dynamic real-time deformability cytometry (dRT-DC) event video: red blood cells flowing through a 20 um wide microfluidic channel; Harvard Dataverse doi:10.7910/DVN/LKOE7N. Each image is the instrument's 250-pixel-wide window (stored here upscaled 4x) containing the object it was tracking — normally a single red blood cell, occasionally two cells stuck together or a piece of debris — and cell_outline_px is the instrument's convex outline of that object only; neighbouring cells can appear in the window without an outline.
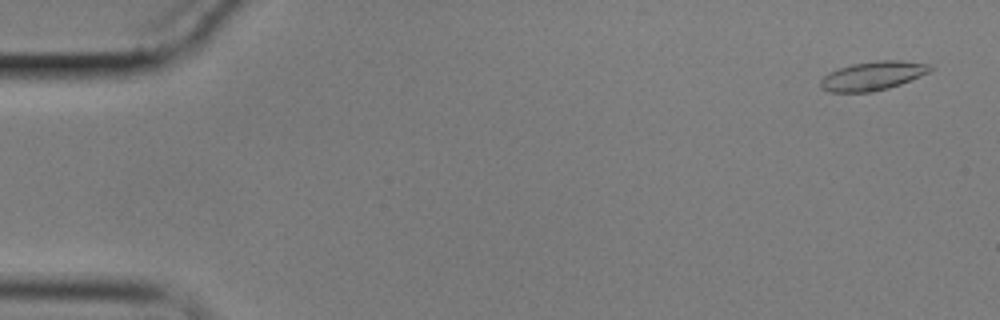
{"species": "common noctule bat (a hibernating species)", "species_latin": "Nyctalus noctula", "temperature_condition": "cold", "stored_images_in_passage": 56, "camera_frame_rate_fps": 3000, "um_per_image_px": 0.085, "animal": {"sex": "male", "body_mass_g": 17.9}, "frame": {"image": 1, "passage_image": 3, "time_ms": 0.667, "image_size_px": [1000, 320], "cell_outline_px": [[932, 72], [900, 84], [888, 88], [872, 92], [828, 92], [820, 88], [820, 80], [828, 72], [852, 64], [876, 60], [900, 60], [928, 64], [932, 68]], "centroid_in_image_um": [74.18, 6.45], "position_along_channel_um": 10.8, "area_um2": 18.55}}
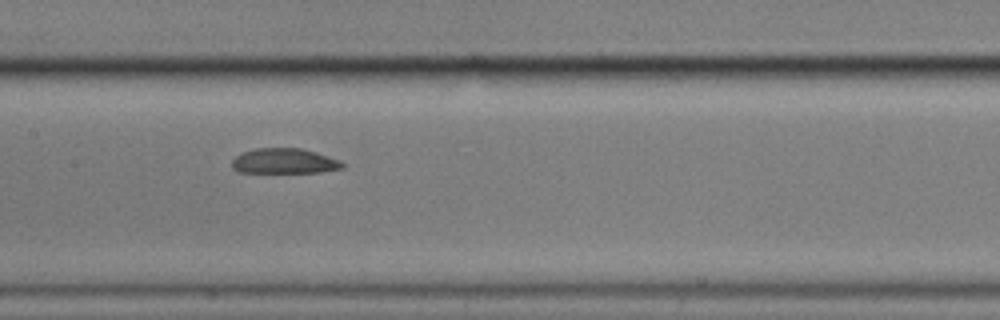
{"frame": {"image": 2, "passage_image": 30, "time_ms": 9.667, "image_size_px": [1000, 320], "cell_outline_px": [[344, 168], [320, 172], [240, 172], [232, 168], [232, 160], [240, 152], [256, 148], [300, 148], [316, 152], [340, 160], [344, 164]], "centroid_in_image_um": [24.16, 13.68], "position_along_channel_um": 183.2, "area_um2": 16.24}}
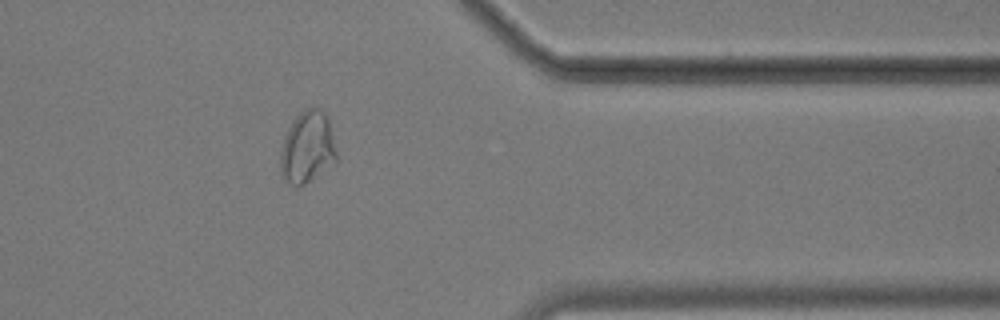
{"frame": {"image": 3, "passage_image": 49, "time_ms": 16.0, "image_size_px": [1000, 320], "cell_outline_px": [[336, 160], [304, 184], [292, 184], [280, 172], [280, 156], [284, 140], [288, 128], [292, 120], [304, 108], [320, 108], [324, 112], [328, 120], [336, 152]], "centroid_in_image_um": [26.11, 12.47], "position_along_channel_um": 385.3, "area_um2": 22.66}}